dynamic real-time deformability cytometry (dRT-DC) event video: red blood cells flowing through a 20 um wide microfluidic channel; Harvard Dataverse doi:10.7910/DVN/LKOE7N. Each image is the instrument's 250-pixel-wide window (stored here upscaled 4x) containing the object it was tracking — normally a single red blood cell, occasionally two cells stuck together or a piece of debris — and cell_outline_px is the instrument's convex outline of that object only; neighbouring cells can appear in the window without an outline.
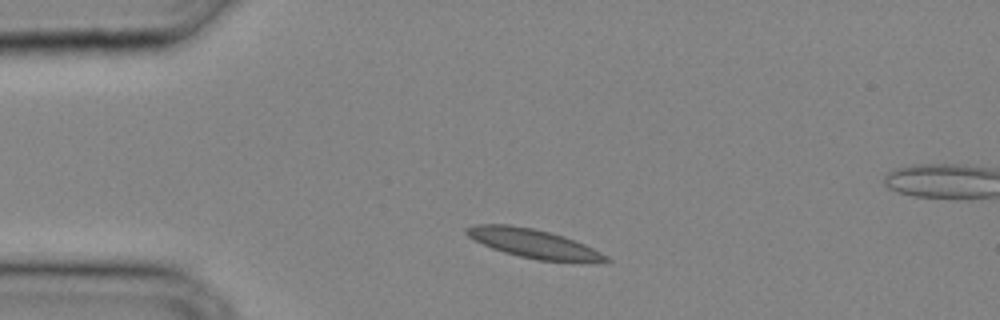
{"species": "common noctule bat (a hibernating species)", "species_latin": "Nyctalus noctula", "temperature_condition": "cold", "stored_images_in_passage": 27, "camera_frame_rate_fps": 3000, "um_per_image_px": 0.085, "animal": {"sex": "male", "body_mass_g": 20.4}, "frame": {"image": 1, "passage_image": 1, "time_ms": 0.0, "image_size_px": [1000, 320], "cell_outline_px": [[612, 260], [540, 260], [520, 256], [504, 252], [492, 248], [468, 236], [464, 232], [464, 228], [476, 224], [508, 224], [532, 228], [564, 236], [584, 244], [608, 256]], "centroid_in_image_um": [45.23, 20.65], "position_along_channel_um": 39.8, "area_um2": 22.6}}
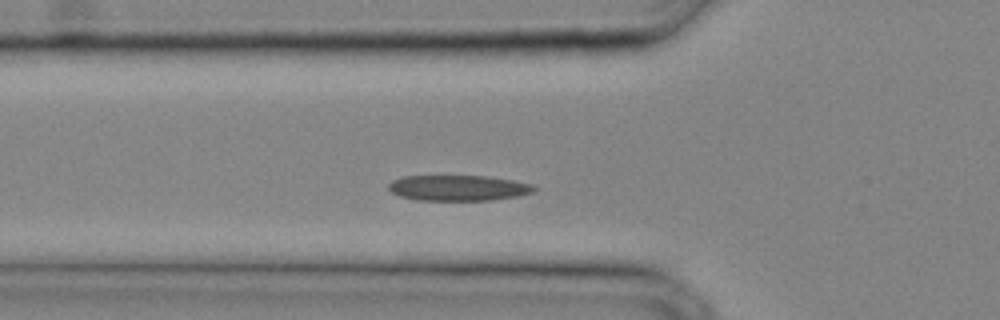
{"frame": {"image": 2, "passage_image": 5, "time_ms": 1.333, "image_size_px": [1000, 320], "cell_outline_px": [[536, 188], [532, 192], [516, 196], [492, 200], [416, 200], [400, 196], [392, 192], [388, 188], [388, 184], [392, 180], [404, 176], [488, 176], [512, 180], [532, 184]], "centroid_in_image_um": [38.92, 15.97], "position_along_channel_um": 86.9, "area_um2": 21.62}}
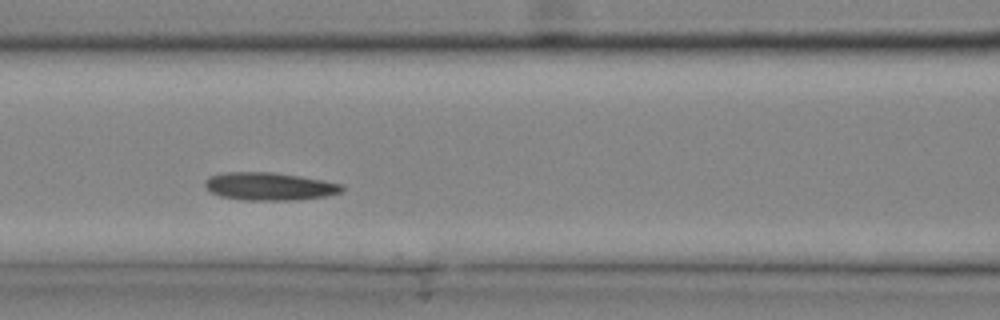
{"frame": {"image": 3, "passage_image": 8, "time_ms": 2.333, "image_size_px": [1000, 320], "cell_outline_px": [[344, 188], [340, 192], [328, 196], [296, 200], [244, 200], [220, 196], [212, 192], [204, 184], [204, 180], [208, 176], [224, 172], [272, 172], [300, 176], [344, 184]], "centroid_in_image_um": [22.9, 15.84], "position_along_channel_um": 143.7, "area_um2": 22.31}}